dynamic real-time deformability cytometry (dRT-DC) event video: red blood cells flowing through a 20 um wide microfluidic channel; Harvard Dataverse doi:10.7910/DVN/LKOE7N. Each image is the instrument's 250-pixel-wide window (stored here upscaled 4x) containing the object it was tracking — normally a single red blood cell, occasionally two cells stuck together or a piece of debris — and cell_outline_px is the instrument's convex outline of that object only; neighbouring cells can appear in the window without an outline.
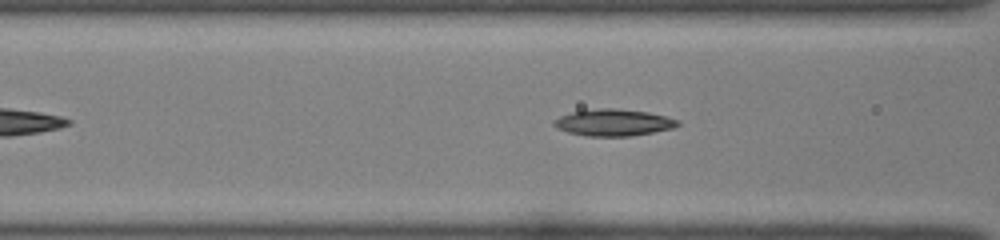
{"species": "common noctule bat (a hibernating species)", "species_latin": "Nyctalus noctula", "temperature_condition": "room temperature", "stored_images_in_passage": 26, "camera_frame_rate_fps": 3000, "um_per_image_px": 0.085, "animal": {"sex": "female", "body_mass_g": 22.0, "forearm_length_mm": 56.7}, "frame": {"image": 1, "passage_image": 5, "time_ms": 1.333, "image_size_px": [1000, 240], "cell_outline_px": [[680, 124], [672, 128], [652, 132], [628, 136], [588, 136], [568, 132], [556, 128], [552, 124], [552, 120], [560, 116], [572, 112], [596, 108], [616, 108], [648, 112], [680, 120]], "centroid_in_image_um": [52.11, 10.41], "position_along_channel_um": 114.5, "area_um2": 19.25}}
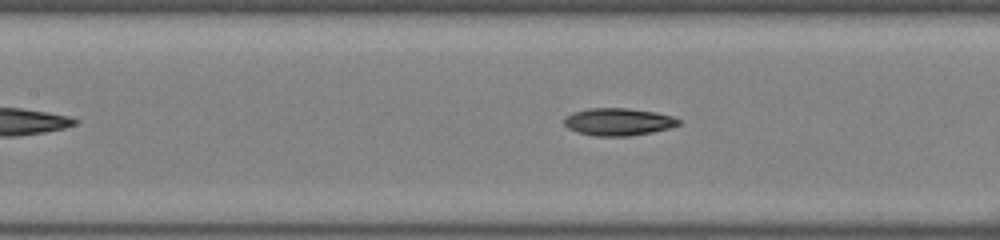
{"frame": {"image": 2, "passage_image": 8, "time_ms": 2.333, "image_size_px": [1000, 240], "cell_outline_px": [[680, 124], [668, 128], [652, 132], [628, 136], [592, 136], [568, 128], [564, 124], [564, 116], [572, 112], [588, 108], [628, 108], [656, 112], [672, 116], [680, 120]], "centroid_in_image_um": [52.53, 10.34], "position_along_channel_um": 154.9, "area_um2": 18.32}}
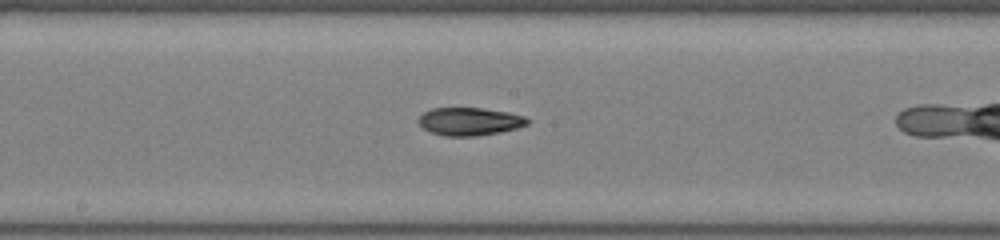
{"frame": {"image": 3, "passage_image": 12, "time_ms": 3.667, "image_size_px": [1000, 240], "cell_outline_px": [[528, 124], [516, 128], [500, 132], [476, 136], [444, 136], [432, 132], [424, 128], [416, 120], [424, 112], [432, 108], [480, 108], [508, 112], [524, 116], [528, 120]], "centroid_in_image_um": [39.9, 10.32], "position_along_channel_um": 208.3, "area_um2": 17.57}}